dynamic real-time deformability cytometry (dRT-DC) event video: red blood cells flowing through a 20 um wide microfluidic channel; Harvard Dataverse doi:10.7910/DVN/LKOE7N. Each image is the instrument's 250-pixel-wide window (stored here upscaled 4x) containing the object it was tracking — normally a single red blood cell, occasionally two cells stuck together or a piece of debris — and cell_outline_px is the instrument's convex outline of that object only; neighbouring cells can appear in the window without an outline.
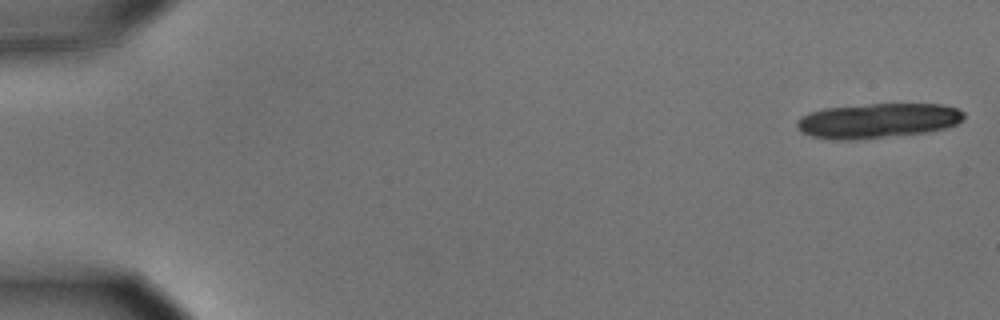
{"species": "common noctule bat (a hibernating species)", "species_latin": "Nyctalus noctula", "temperature_condition": "cold", "stored_images_in_passage": 26, "camera_frame_rate_fps": 3000, "um_per_image_px": 0.085, "animal": {"sex": "male", "body_mass_g": 15.6}, "frame": {"image": 1, "passage_image": 1, "time_ms": 0.0, "image_size_px": [1000, 320], "cell_outline_px": [[964, 116], [956, 124], [944, 128], [924, 132], [852, 140], [836, 140], [812, 136], [800, 132], [796, 128], [796, 120], [800, 116], [808, 112], [824, 108], [868, 104], [940, 104], [956, 108], [964, 112]], "centroid_in_image_um": [74.52, 10.25], "position_along_channel_um": 10.5, "area_um2": 33.76}}